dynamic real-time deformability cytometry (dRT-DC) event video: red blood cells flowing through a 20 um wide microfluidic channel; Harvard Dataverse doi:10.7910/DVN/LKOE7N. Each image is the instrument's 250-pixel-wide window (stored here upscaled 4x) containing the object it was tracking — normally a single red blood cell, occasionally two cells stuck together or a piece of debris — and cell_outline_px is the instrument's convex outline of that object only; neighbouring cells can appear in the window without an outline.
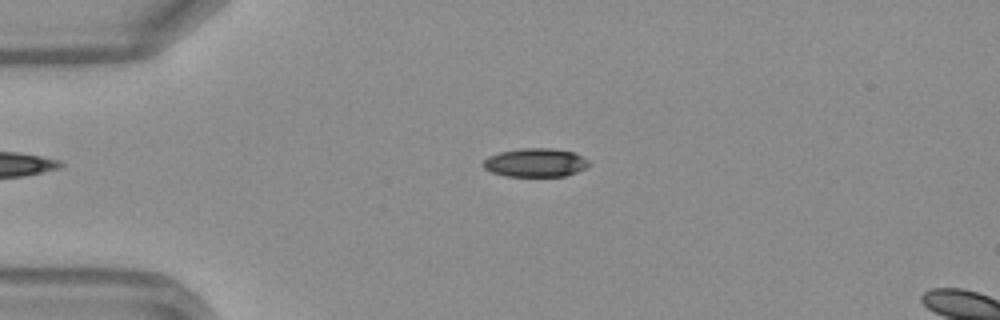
{"species": "Egyptian fruit bat (a non-hibernating species)", "species_latin": "Rousettus aegyptiacus", "temperature_condition": "warm", "stored_images_in_passage": 15, "camera_frame_rate_fps": 3000, "um_per_image_px": 0.085, "frame": {"image": 1, "passage_image": 11, "time_ms": 3.333, "image_size_px": [1000, 320], "cell_outline_px": [[588, 164], [584, 168], [576, 172], [564, 176], [508, 176], [492, 172], [484, 168], [484, 160], [488, 156], [500, 152], [520, 148], [552, 148], [572, 152], [588, 160]], "centroid_in_image_um": [45.48, 13.82], "position_along_channel_um": 39.5, "area_um2": 17.34}}